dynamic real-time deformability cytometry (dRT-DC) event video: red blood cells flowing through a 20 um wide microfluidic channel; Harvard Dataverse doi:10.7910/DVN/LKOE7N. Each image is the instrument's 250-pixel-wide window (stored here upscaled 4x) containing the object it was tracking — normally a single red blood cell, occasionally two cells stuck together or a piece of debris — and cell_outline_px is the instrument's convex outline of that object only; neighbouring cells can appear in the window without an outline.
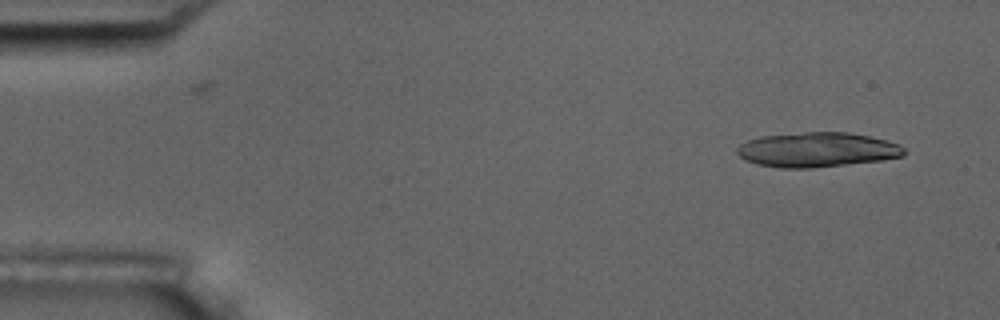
{"species": "common noctule bat (a hibernating species)", "species_latin": "Nyctalus noctula", "temperature_condition": "room temperature", "stored_images_in_passage": 10, "camera_frame_rate_fps": 3000, "um_per_image_px": 0.085, "animal": {"sex": "male", "body_mass_g": 17.5, "forearm_length_mm": 52.3}, "frame": {"image": 1, "passage_image": 2, "time_ms": 1.0, "image_size_px": [1000, 320], "cell_outline_px": [[908, 152], [904, 156], [880, 160], [812, 168], [780, 168], [756, 164], [744, 160], [736, 152], [736, 148], [740, 144], [748, 140], [760, 136], [804, 132], [848, 132], [868, 136], [900, 144]], "centroid_in_image_um": [69.44, 12.73], "position_along_channel_um": 15.6, "area_um2": 33.87}}
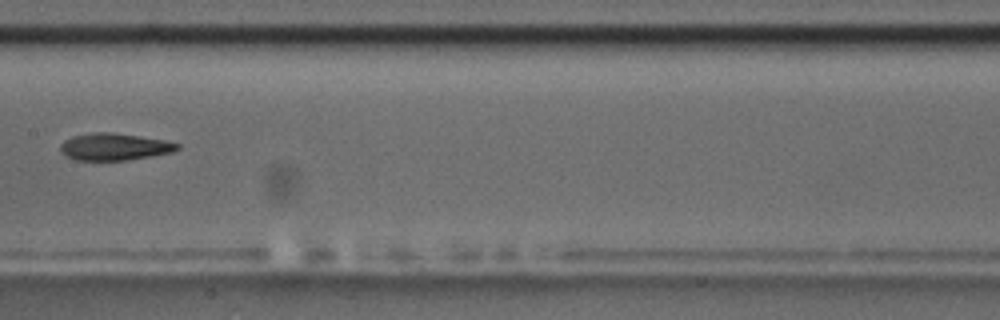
{"frame": {"image": 2, "passage_image": 9, "time_ms": 9.333, "image_size_px": [1000, 320], "cell_outline_px": [[180, 148], [172, 152], [152, 156], [124, 160], [76, 160], [64, 156], [60, 152], [60, 144], [64, 140], [72, 136], [96, 132], [112, 132], [164, 140], [180, 144]], "centroid_in_image_um": [9.68, 12.48], "position_along_channel_um": 197.7, "area_um2": 18.44}}
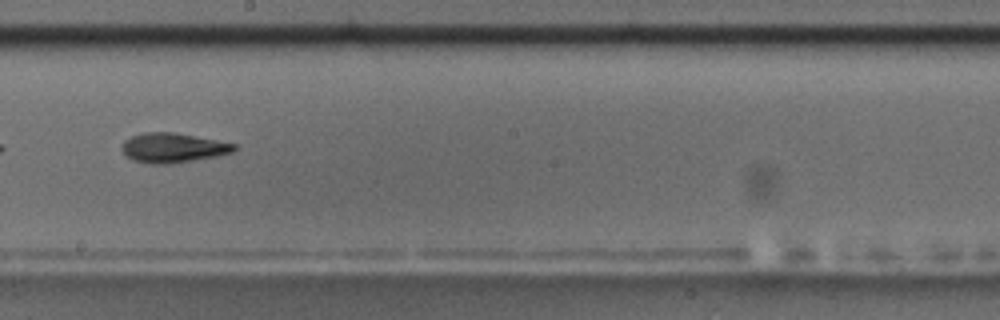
{"frame": {"image": 3, "passage_image": 10, "time_ms": 10.333, "image_size_px": [1000, 320], "cell_outline_px": [[236, 148], [232, 152], [216, 156], [168, 164], [152, 164], [132, 160], [120, 148], [124, 140], [140, 132], [172, 132], [216, 140], [236, 144]], "centroid_in_image_um": [14.65, 12.55], "position_along_channel_um": 233.5, "area_um2": 19.19}}